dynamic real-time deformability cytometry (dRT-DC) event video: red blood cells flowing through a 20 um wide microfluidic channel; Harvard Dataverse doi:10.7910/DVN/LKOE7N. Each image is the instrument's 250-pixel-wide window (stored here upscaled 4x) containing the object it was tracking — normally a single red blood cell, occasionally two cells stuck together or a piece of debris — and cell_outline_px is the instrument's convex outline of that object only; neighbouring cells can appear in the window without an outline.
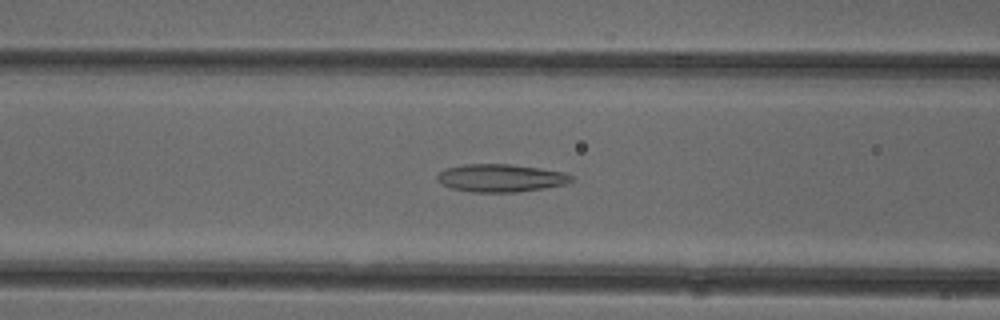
{"species": "common noctule bat (a hibernating species)", "species_latin": "Nyctalus noctula", "temperature_condition": "cold", "stored_images_in_passage": 42, "camera_frame_rate_fps": 3000, "um_per_image_px": 0.085, "animal": {"sex": "female"}, "frame": {"image": 1, "passage_image": 21, "time_ms": 6.667, "image_size_px": [1000, 320], "cell_outline_px": [[572, 180], [568, 184], [544, 188], [516, 192], [472, 192], [452, 188], [440, 184], [436, 180], [436, 176], [440, 172], [448, 168], [464, 164], [512, 164], [540, 168], [564, 172], [572, 176]], "centroid_in_image_um": [42.56, 15.13], "position_along_channel_um": 124.0, "area_um2": 21.79}}
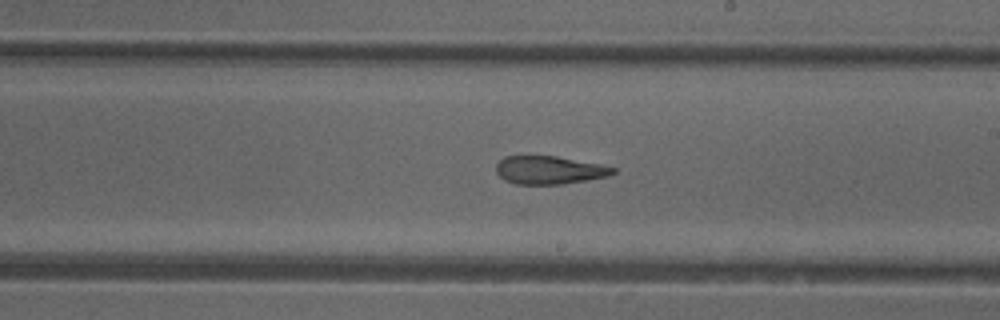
{"frame": {"image": 2, "passage_image": 30, "time_ms": 9.667, "image_size_px": [1000, 320], "cell_outline_px": [[616, 172], [608, 176], [564, 184], [516, 184], [504, 180], [496, 172], [496, 164], [504, 156], [556, 156], [600, 164], [616, 168]], "centroid_in_image_um": [46.68, 14.45], "position_along_channel_um": 242.3, "area_um2": 19.13}}
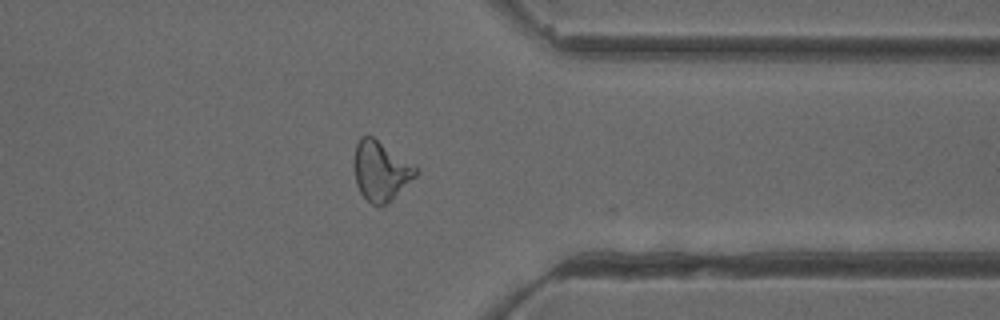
{"frame": {"image": 3, "passage_image": 41, "time_ms": 13.333, "image_size_px": [1000, 320], "cell_outline_px": [[420, 172], [388, 204], [380, 208], [372, 204], [360, 192], [356, 184], [356, 144], [360, 136], [372, 136], [416, 164], [420, 168]], "centroid_in_image_um": [32.44, 14.55], "position_along_channel_um": 379.0, "area_um2": 21.56}, "authors_computed_cell_mechanics": {"area_um2": 21.2993, "velocity_mm_per_s": 3.9317, "shape_relaxation_time_tau1_ms": null, "shape_relaxation_time_tau2_ms": 2.3799, "deformation_change_tau1": null, "deformation_change_tau2": 0.1203}}